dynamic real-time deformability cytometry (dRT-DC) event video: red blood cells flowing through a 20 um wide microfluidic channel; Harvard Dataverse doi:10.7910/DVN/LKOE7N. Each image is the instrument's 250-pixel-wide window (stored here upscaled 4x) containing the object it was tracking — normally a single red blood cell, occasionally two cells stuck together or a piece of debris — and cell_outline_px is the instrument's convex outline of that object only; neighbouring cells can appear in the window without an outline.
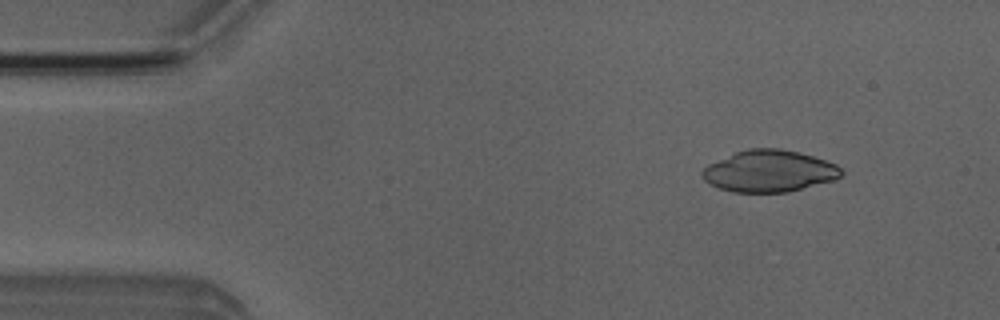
{"species": "Egyptian fruit bat (a non-hibernating species)", "species_latin": "Rousettus aegyptiacus", "temperature_condition": "room temperature", "stored_images_in_passage": 5, "camera_frame_rate_fps": 3000, "um_per_image_px": 0.085, "animal": {"sex": "male"}, "frame": {"image": 1, "passage_image": 2, "time_ms": 1.333, "image_size_px": [1000, 320], "cell_outline_px": [[844, 172], [840, 176], [832, 180], [788, 192], [732, 192], [708, 184], [700, 176], [700, 172], [708, 164], [736, 152], [748, 148], [780, 148], [812, 156], [836, 164]], "centroid_in_image_um": [65.33, 14.54], "position_along_channel_um": 19.7, "area_um2": 33.64}}